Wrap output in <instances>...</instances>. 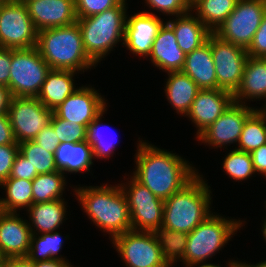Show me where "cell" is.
I'll use <instances>...</instances> for the list:
<instances>
[{
  "label": "cell",
  "mask_w": 266,
  "mask_h": 267,
  "mask_svg": "<svg viewBox=\"0 0 266 267\" xmlns=\"http://www.w3.org/2000/svg\"><path fill=\"white\" fill-rule=\"evenodd\" d=\"M146 140H138L132 176L156 197L166 200L180 191L198 173L189 161Z\"/></svg>",
  "instance_id": "cell-1"
},
{
  "label": "cell",
  "mask_w": 266,
  "mask_h": 267,
  "mask_svg": "<svg viewBox=\"0 0 266 267\" xmlns=\"http://www.w3.org/2000/svg\"><path fill=\"white\" fill-rule=\"evenodd\" d=\"M104 184L75 186L73 193L75 192L77 201L91 222L103 233L109 234L112 240L115 236L132 230V223L128 201L120 184Z\"/></svg>",
  "instance_id": "cell-2"
},
{
  "label": "cell",
  "mask_w": 266,
  "mask_h": 267,
  "mask_svg": "<svg viewBox=\"0 0 266 267\" xmlns=\"http://www.w3.org/2000/svg\"><path fill=\"white\" fill-rule=\"evenodd\" d=\"M36 47L51 69L70 70L82 74L88 69H93V66L94 69L98 66L85 52L77 22L38 31Z\"/></svg>",
  "instance_id": "cell-3"
},
{
  "label": "cell",
  "mask_w": 266,
  "mask_h": 267,
  "mask_svg": "<svg viewBox=\"0 0 266 267\" xmlns=\"http://www.w3.org/2000/svg\"><path fill=\"white\" fill-rule=\"evenodd\" d=\"M203 178L198 173L180 191L164 200V226L188 234L213 213L211 187Z\"/></svg>",
  "instance_id": "cell-4"
},
{
  "label": "cell",
  "mask_w": 266,
  "mask_h": 267,
  "mask_svg": "<svg viewBox=\"0 0 266 267\" xmlns=\"http://www.w3.org/2000/svg\"><path fill=\"white\" fill-rule=\"evenodd\" d=\"M127 5V0H123L101 13L78 18L85 52L97 65L117 44L123 45Z\"/></svg>",
  "instance_id": "cell-5"
},
{
  "label": "cell",
  "mask_w": 266,
  "mask_h": 267,
  "mask_svg": "<svg viewBox=\"0 0 266 267\" xmlns=\"http://www.w3.org/2000/svg\"><path fill=\"white\" fill-rule=\"evenodd\" d=\"M244 224L240 219L225 218L213 212L188 233L183 266L206 263L219 253Z\"/></svg>",
  "instance_id": "cell-6"
},
{
  "label": "cell",
  "mask_w": 266,
  "mask_h": 267,
  "mask_svg": "<svg viewBox=\"0 0 266 267\" xmlns=\"http://www.w3.org/2000/svg\"><path fill=\"white\" fill-rule=\"evenodd\" d=\"M50 70L37 47L12 49L9 78L12 97H37Z\"/></svg>",
  "instance_id": "cell-7"
},
{
  "label": "cell",
  "mask_w": 266,
  "mask_h": 267,
  "mask_svg": "<svg viewBox=\"0 0 266 267\" xmlns=\"http://www.w3.org/2000/svg\"><path fill=\"white\" fill-rule=\"evenodd\" d=\"M266 13V0H238L235 9L214 32L224 41L247 49Z\"/></svg>",
  "instance_id": "cell-8"
},
{
  "label": "cell",
  "mask_w": 266,
  "mask_h": 267,
  "mask_svg": "<svg viewBox=\"0 0 266 267\" xmlns=\"http://www.w3.org/2000/svg\"><path fill=\"white\" fill-rule=\"evenodd\" d=\"M35 29L24 2L2 0L0 3V47L28 49L36 47Z\"/></svg>",
  "instance_id": "cell-9"
},
{
  "label": "cell",
  "mask_w": 266,
  "mask_h": 267,
  "mask_svg": "<svg viewBox=\"0 0 266 267\" xmlns=\"http://www.w3.org/2000/svg\"><path fill=\"white\" fill-rule=\"evenodd\" d=\"M127 179L130 180L119 184L128 201L132 230L152 232L163 224L164 200L156 197L132 175Z\"/></svg>",
  "instance_id": "cell-10"
},
{
  "label": "cell",
  "mask_w": 266,
  "mask_h": 267,
  "mask_svg": "<svg viewBox=\"0 0 266 267\" xmlns=\"http://www.w3.org/2000/svg\"><path fill=\"white\" fill-rule=\"evenodd\" d=\"M207 41L211 45V53L215 64L217 89L232 94L240 86L244 68L248 59L245 48L227 42L211 33Z\"/></svg>",
  "instance_id": "cell-11"
},
{
  "label": "cell",
  "mask_w": 266,
  "mask_h": 267,
  "mask_svg": "<svg viewBox=\"0 0 266 267\" xmlns=\"http://www.w3.org/2000/svg\"><path fill=\"white\" fill-rule=\"evenodd\" d=\"M110 241L126 267H169L152 232L129 230Z\"/></svg>",
  "instance_id": "cell-12"
},
{
  "label": "cell",
  "mask_w": 266,
  "mask_h": 267,
  "mask_svg": "<svg viewBox=\"0 0 266 267\" xmlns=\"http://www.w3.org/2000/svg\"><path fill=\"white\" fill-rule=\"evenodd\" d=\"M18 144L32 141L50 124L53 110L36 97H12L7 111Z\"/></svg>",
  "instance_id": "cell-13"
},
{
  "label": "cell",
  "mask_w": 266,
  "mask_h": 267,
  "mask_svg": "<svg viewBox=\"0 0 266 267\" xmlns=\"http://www.w3.org/2000/svg\"><path fill=\"white\" fill-rule=\"evenodd\" d=\"M256 107L233 102L223 114L218 117L196 139L211 146L222 148L237 145L246 119L256 110Z\"/></svg>",
  "instance_id": "cell-14"
},
{
  "label": "cell",
  "mask_w": 266,
  "mask_h": 267,
  "mask_svg": "<svg viewBox=\"0 0 266 267\" xmlns=\"http://www.w3.org/2000/svg\"><path fill=\"white\" fill-rule=\"evenodd\" d=\"M128 15L126 14L123 46L135 56L148 58L154 39L165 21L149 10L134 13L130 17Z\"/></svg>",
  "instance_id": "cell-15"
},
{
  "label": "cell",
  "mask_w": 266,
  "mask_h": 267,
  "mask_svg": "<svg viewBox=\"0 0 266 267\" xmlns=\"http://www.w3.org/2000/svg\"><path fill=\"white\" fill-rule=\"evenodd\" d=\"M97 91L92 85H82L53 110V113L59 118L88 128L107 106L105 98Z\"/></svg>",
  "instance_id": "cell-16"
},
{
  "label": "cell",
  "mask_w": 266,
  "mask_h": 267,
  "mask_svg": "<svg viewBox=\"0 0 266 267\" xmlns=\"http://www.w3.org/2000/svg\"><path fill=\"white\" fill-rule=\"evenodd\" d=\"M24 2L37 31L77 22L75 0H19Z\"/></svg>",
  "instance_id": "cell-17"
},
{
  "label": "cell",
  "mask_w": 266,
  "mask_h": 267,
  "mask_svg": "<svg viewBox=\"0 0 266 267\" xmlns=\"http://www.w3.org/2000/svg\"><path fill=\"white\" fill-rule=\"evenodd\" d=\"M234 102L233 94L223 89L199 90L185 117L197 128L196 138Z\"/></svg>",
  "instance_id": "cell-18"
},
{
  "label": "cell",
  "mask_w": 266,
  "mask_h": 267,
  "mask_svg": "<svg viewBox=\"0 0 266 267\" xmlns=\"http://www.w3.org/2000/svg\"><path fill=\"white\" fill-rule=\"evenodd\" d=\"M19 216L20 212L0 211V251L7 259L26 257L30 249L32 231L27 219Z\"/></svg>",
  "instance_id": "cell-19"
},
{
  "label": "cell",
  "mask_w": 266,
  "mask_h": 267,
  "mask_svg": "<svg viewBox=\"0 0 266 267\" xmlns=\"http://www.w3.org/2000/svg\"><path fill=\"white\" fill-rule=\"evenodd\" d=\"M186 54L179 48L172 27L165 22L154 39L149 60L165 73L182 71Z\"/></svg>",
  "instance_id": "cell-20"
},
{
  "label": "cell",
  "mask_w": 266,
  "mask_h": 267,
  "mask_svg": "<svg viewBox=\"0 0 266 267\" xmlns=\"http://www.w3.org/2000/svg\"><path fill=\"white\" fill-rule=\"evenodd\" d=\"M233 99L244 105L256 99L263 100L265 105L260 109H266V58L248 57L240 86L233 94Z\"/></svg>",
  "instance_id": "cell-21"
},
{
  "label": "cell",
  "mask_w": 266,
  "mask_h": 267,
  "mask_svg": "<svg viewBox=\"0 0 266 267\" xmlns=\"http://www.w3.org/2000/svg\"><path fill=\"white\" fill-rule=\"evenodd\" d=\"M182 72L188 75L200 90L217 89L215 64L208 41L186 54Z\"/></svg>",
  "instance_id": "cell-22"
},
{
  "label": "cell",
  "mask_w": 266,
  "mask_h": 267,
  "mask_svg": "<svg viewBox=\"0 0 266 267\" xmlns=\"http://www.w3.org/2000/svg\"><path fill=\"white\" fill-rule=\"evenodd\" d=\"M67 203L64 198L50 202L33 203L26 210L29 214L27 221L32 234L50 233L58 230L67 220Z\"/></svg>",
  "instance_id": "cell-23"
},
{
  "label": "cell",
  "mask_w": 266,
  "mask_h": 267,
  "mask_svg": "<svg viewBox=\"0 0 266 267\" xmlns=\"http://www.w3.org/2000/svg\"><path fill=\"white\" fill-rule=\"evenodd\" d=\"M166 22L172 27L179 48L185 54L201 47L212 33L192 11Z\"/></svg>",
  "instance_id": "cell-24"
},
{
  "label": "cell",
  "mask_w": 266,
  "mask_h": 267,
  "mask_svg": "<svg viewBox=\"0 0 266 267\" xmlns=\"http://www.w3.org/2000/svg\"><path fill=\"white\" fill-rule=\"evenodd\" d=\"M57 169L63 174L90 172L94 155L87 140L82 142L65 141L60 143L55 154ZM67 173V174H66Z\"/></svg>",
  "instance_id": "cell-25"
},
{
  "label": "cell",
  "mask_w": 266,
  "mask_h": 267,
  "mask_svg": "<svg viewBox=\"0 0 266 267\" xmlns=\"http://www.w3.org/2000/svg\"><path fill=\"white\" fill-rule=\"evenodd\" d=\"M75 74H78V72L51 69L47 73L36 98L47 109L55 110L69 95L78 89V86L75 88Z\"/></svg>",
  "instance_id": "cell-26"
},
{
  "label": "cell",
  "mask_w": 266,
  "mask_h": 267,
  "mask_svg": "<svg viewBox=\"0 0 266 267\" xmlns=\"http://www.w3.org/2000/svg\"><path fill=\"white\" fill-rule=\"evenodd\" d=\"M165 81L164 93L171 107L180 116H186L199 88L197 84L182 71L168 72Z\"/></svg>",
  "instance_id": "cell-27"
},
{
  "label": "cell",
  "mask_w": 266,
  "mask_h": 267,
  "mask_svg": "<svg viewBox=\"0 0 266 267\" xmlns=\"http://www.w3.org/2000/svg\"><path fill=\"white\" fill-rule=\"evenodd\" d=\"M0 188L6 191V198L0 197L2 212L18 213L22 209L26 211L33 204L31 180L9 177L0 183Z\"/></svg>",
  "instance_id": "cell-28"
},
{
  "label": "cell",
  "mask_w": 266,
  "mask_h": 267,
  "mask_svg": "<svg viewBox=\"0 0 266 267\" xmlns=\"http://www.w3.org/2000/svg\"><path fill=\"white\" fill-rule=\"evenodd\" d=\"M152 233L161 249L162 257L169 267H174L177 261H182L187 247V233L170 230L163 224L156 227Z\"/></svg>",
  "instance_id": "cell-29"
},
{
  "label": "cell",
  "mask_w": 266,
  "mask_h": 267,
  "mask_svg": "<svg viewBox=\"0 0 266 267\" xmlns=\"http://www.w3.org/2000/svg\"><path fill=\"white\" fill-rule=\"evenodd\" d=\"M238 0H197L192 4L193 13L214 33L235 9Z\"/></svg>",
  "instance_id": "cell-30"
},
{
  "label": "cell",
  "mask_w": 266,
  "mask_h": 267,
  "mask_svg": "<svg viewBox=\"0 0 266 267\" xmlns=\"http://www.w3.org/2000/svg\"><path fill=\"white\" fill-rule=\"evenodd\" d=\"M266 144V109L257 108L245 121L237 147L251 153Z\"/></svg>",
  "instance_id": "cell-31"
},
{
  "label": "cell",
  "mask_w": 266,
  "mask_h": 267,
  "mask_svg": "<svg viewBox=\"0 0 266 267\" xmlns=\"http://www.w3.org/2000/svg\"><path fill=\"white\" fill-rule=\"evenodd\" d=\"M66 177L60 170L48 174H38L32 180L33 203L63 199Z\"/></svg>",
  "instance_id": "cell-32"
},
{
  "label": "cell",
  "mask_w": 266,
  "mask_h": 267,
  "mask_svg": "<svg viewBox=\"0 0 266 267\" xmlns=\"http://www.w3.org/2000/svg\"><path fill=\"white\" fill-rule=\"evenodd\" d=\"M107 107L89 124L87 128V142L92 146L94 160L97 159H109L113 157L114 151L119 144V141H115L110 131V126L102 124V117L106 113ZM109 129H105V128ZM103 129V130H102ZM104 129L107 130L104 132ZM110 130V131H108ZM114 130H112L113 132ZM105 134H104V133ZM109 132V134H107ZM111 133V134H110ZM107 134V135H106ZM108 135H111L112 138ZM117 136V135H116Z\"/></svg>",
  "instance_id": "cell-33"
},
{
  "label": "cell",
  "mask_w": 266,
  "mask_h": 267,
  "mask_svg": "<svg viewBox=\"0 0 266 267\" xmlns=\"http://www.w3.org/2000/svg\"><path fill=\"white\" fill-rule=\"evenodd\" d=\"M63 243L62 235L57 230L50 233L32 234L27 257L34 262L51 259L69 262L66 257L63 258V255H58L63 247Z\"/></svg>",
  "instance_id": "cell-34"
},
{
  "label": "cell",
  "mask_w": 266,
  "mask_h": 267,
  "mask_svg": "<svg viewBox=\"0 0 266 267\" xmlns=\"http://www.w3.org/2000/svg\"><path fill=\"white\" fill-rule=\"evenodd\" d=\"M19 153L29 160L37 174H48L58 170L54 153L48 152L33 140L20 143Z\"/></svg>",
  "instance_id": "cell-35"
},
{
  "label": "cell",
  "mask_w": 266,
  "mask_h": 267,
  "mask_svg": "<svg viewBox=\"0 0 266 267\" xmlns=\"http://www.w3.org/2000/svg\"><path fill=\"white\" fill-rule=\"evenodd\" d=\"M222 168L232 180H247L255 174L250 153L238 149L229 151L223 160Z\"/></svg>",
  "instance_id": "cell-36"
},
{
  "label": "cell",
  "mask_w": 266,
  "mask_h": 267,
  "mask_svg": "<svg viewBox=\"0 0 266 267\" xmlns=\"http://www.w3.org/2000/svg\"><path fill=\"white\" fill-rule=\"evenodd\" d=\"M50 125L53 127L60 143L65 141L82 142L87 140V127L57 117L54 113Z\"/></svg>",
  "instance_id": "cell-37"
},
{
  "label": "cell",
  "mask_w": 266,
  "mask_h": 267,
  "mask_svg": "<svg viewBox=\"0 0 266 267\" xmlns=\"http://www.w3.org/2000/svg\"><path fill=\"white\" fill-rule=\"evenodd\" d=\"M150 10L161 12L167 16H179L192 11V5L188 0H145Z\"/></svg>",
  "instance_id": "cell-38"
},
{
  "label": "cell",
  "mask_w": 266,
  "mask_h": 267,
  "mask_svg": "<svg viewBox=\"0 0 266 267\" xmlns=\"http://www.w3.org/2000/svg\"><path fill=\"white\" fill-rule=\"evenodd\" d=\"M123 0H75L77 18H86L119 5Z\"/></svg>",
  "instance_id": "cell-39"
},
{
  "label": "cell",
  "mask_w": 266,
  "mask_h": 267,
  "mask_svg": "<svg viewBox=\"0 0 266 267\" xmlns=\"http://www.w3.org/2000/svg\"><path fill=\"white\" fill-rule=\"evenodd\" d=\"M19 144L0 145V183L10 177Z\"/></svg>",
  "instance_id": "cell-40"
},
{
  "label": "cell",
  "mask_w": 266,
  "mask_h": 267,
  "mask_svg": "<svg viewBox=\"0 0 266 267\" xmlns=\"http://www.w3.org/2000/svg\"><path fill=\"white\" fill-rule=\"evenodd\" d=\"M246 51L248 56L266 58V13Z\"/></svg>",
  "instance_id": "cell-41"
},
{
  "label": "cell",
  "mask_w": 266,
  "mask_h": 267,
  "mask_svg": "<svg viewBox=\"0 0 266 267\" xmlns=\"http://www.w3.org/2000/svg\"><path fill=\"white\" fill-rule=\"evenodd\" d=\"M37 175V170L33 169L29 160L18 153L15 157L10 177L32 181Z\"/></svg>",
  "instance_id": "cell-42"
},
{
  "label": "cell",
  "mask_w": 266,
  "mask_h": 267,
  "mask_svg": "<svg viewBox=\"0 0 266 267\" xmlns=\"http://www.w3.org/2000/svg\"><path fill=\"white\" fill-rule=\"evenodd\" d=\"M33 141H35L39 146L44 147L48 152H52L54 154L60 144L59 138L50 124L43 128Z\"/></svg>",
  "instance_id": "cell-43"
},
{
  "label": "cell",
  "mask_w": 266,
  "mask_h": 267,
  "mask_svg": "<svg viewBox=\"0 0 266 267\" xmlns=\"http://www.w3.org/2000/svg\"><path fill=\"white\" fill-rule=\"evenodd\" d=\"M12 49L0 47V85L9 88Z\"/></svg>",
  "instance_id": "cell-44"
},
{
  "label": "cell",
  "mask_w": 266,
  "mask_h": 267,
  "mask_svg": "<svg viewBox=\"0 0 266 267\" xmlns=\"http://www.w3.org/2000/svg\"><path fill=\"white\" fill-rule=\"evenodd\" d=\"M18 144L8 114L0 115V145Z\"/></svg>",
  "instance_id": "cell-45"
},
{
  "label": "cell",
  "mask_w": 266,
  "mask_h": 267,
  "mask_svg": "<svg viewBox=\"0 0 266 267\" xmlns=\"http://www.w3.org/2000/svg\"><path fill=\"white\" fill-rule=\"evenodd\" d=\"M250 155L255 172L266 178V144H263L256 150L252 151Z\"/></svg>",
  "instance_id": "cell-46"
},
{
  "label": "cell",
  "mask_w": 266,
  "mask_h": 267,
  "mask_svg": "<svg viewBox=\"0 0 266 267\" xmlns=\"http://www.w3.org/2000/svg\"><path fill=\"white\" fill-rule=\"evenodd\" d=\"M12 95L7 86L0 85V115L7 114Z\"/></svg>",
  "instance_id": "cell-47"
},
{
  "label": "cell",
  "mask_w": 266,
  "mask_h": 267,
  "mask_svg": "<svg viewBox=\"0 0 266 267\" xmlns=\"http://www.w3.org/2000/svg\"><path fill=\"white\" fill-rule=\"evenodd\" d=\"M5 267H35V262L26 257H13L6 261Z\"/></svg>",
  "instance_id": "cell-48"
},
{
  "label": "cell",
  "mask_w": 266,
  "mask_h": 267,
  "mask_svg": "<svg viewBox=\"0 0 266 267\" xmlns=\"http://www.w3.org/2000/svg\"><path fill=\"white\" fill-rule=\"evenodd\" d=\"M71 262H66L60 259H51L40 262H35V267H67Z\"/></svg>",
  "instance_id": "cell-49"
},
{
  "label": "cell",
  "mask_w": 266,
  "mask_h": 267,
  "mask_svg": "<svg viewBox=\"0 0 266 267\" xmlns=\"http://www.w3.org/2000/svg\"><path fill=\"white\" fill-rule=\"evenodd\" d=\"M226 267H246L242 261L230 260L228 261Z\"/></svg>",
  "instance_id": "cell-50"
},
{
  "label": "cell",
  "mask_w": 266,
  "mask_h": 267,
  "mask_svg": "<svg viewBox=\"0 0 266 267\" xmlns=\"http://www.w3.org/2000/svg\"><path fill=\"white\" fill-rule=\"evenodd\" d=\"M188 267H221L220 264H214V263H196L192 264Z\"/></svg>",
  "instance_id": "cell-51"
},
{
  "label": "cell",
  "mask_w": 266,
  "mask_h": 267,
  "mask_svg": "<svg viewBox=\"0 0 266 267\" xmlns=\"http://www.w3.org/2000/svg\"><path fill=\"white\" fill-rule=\"evenodd\" d=\"M243 263L246 267H266V260L260 261L259 263L256 264H250V262L249 264L248 262L247 263L243 262Z\"/></svg>",
  "instance_id": "cell-52"
},
{
  "label": "cell",
  "mask_w": 266,
  "mask_h": 267,
  "mask_svg": "<svg viewBox=\"0 0 266 267\" xmlns=\"http://www.w3.org/2000/svg\"><path fill=\"white\" fill-rule=\"evenodd\" d=\"M7 258L4 256V254L0 251V267H5Z\"/></svg>",
  "instance_id": "cell-53"
},
{
  "label": "cell",
  "mask_w": 266,
  "mask_h": 267,
  "mask_svg": "<svg viewBox=\"0 0 266 267\" xmlns=\"http://www.w3.org/2000/svg\"><path fill=\"white\" fill-rule=\"evenodd\" d=\"M263 225H262V228H261V232L263 233L262 236L263 238L265 239V242H266V217H265V220L263 221Z\"/></svg>",
  "instance_id": "cell-54"
},
{
  "label": "cell",
  "mask_w": 266,
  "mask_h": 267,
  "mask_svg": "<svg viewBox=\"0 0 266 267\" xmlns=\"http://www.w3.org/2000/svg\"><path fill=\"white\" fill-rule=\"evenodd\" d=\"M190 2V4H194L197 0H188Z\"/></svg>",
  "instance_id": "cell-55"
},
{
  "label": "cell",
  "mask_w": 266,
  "mask_h": 267,
  "mask_svg": "<svg viewBox=\"0 0 266 267\" xmlns=\"http://www.w3.org/2000/svg\"><path fill=\"white\" fill-rule=\"evenodd\" d=\"M67 267H74V265H71L70 263L67 265Z\"/></svg>",
  "instance_id": "cell-56"
}]
</instances>
